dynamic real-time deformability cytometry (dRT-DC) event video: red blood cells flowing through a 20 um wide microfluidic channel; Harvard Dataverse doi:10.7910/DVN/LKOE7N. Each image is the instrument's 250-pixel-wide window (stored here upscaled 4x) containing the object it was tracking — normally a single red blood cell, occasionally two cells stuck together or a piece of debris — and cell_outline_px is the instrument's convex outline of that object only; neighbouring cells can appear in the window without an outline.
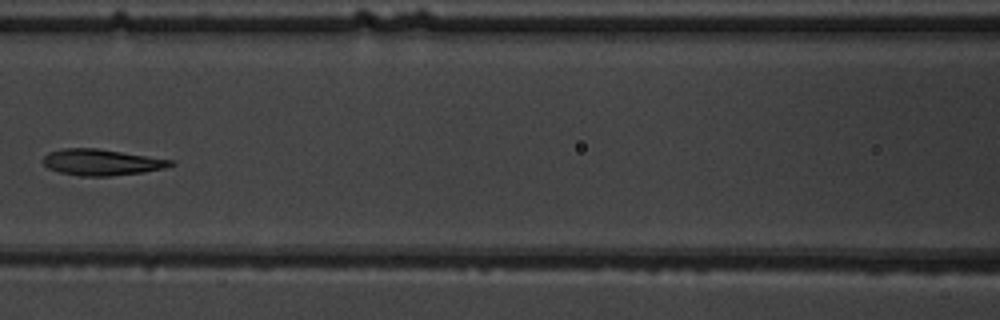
{"species": "common noctule bat (a hibernating species)", "species_latin": "Nyctalus noctula", "temperature_condition": "warm", "stored_images_in_passage": 7, "camera_frame_rate_fps": 3000, "um_per_image_px": 0.085, "animal": {"sex": "male", "body_mass_g": 19.5, "forearm_length_mm": 54.6}, "frame": {"image": 1, "passage_image": 7, "time_ms": 7.0, "image_size_px": [1000, 320], "cell_outline_px": [[176, 164], [164, 168], [144, 172], [108, 176], [80, 176], [60, 172], [48, 168], [40, 160], [48, 152], [64, 148], [96, 148], [176, 160]], "centroid_in_image_um": [8.65, 13.79], "position_along_channel_um": 158.0, "area_um2": 19.59}}